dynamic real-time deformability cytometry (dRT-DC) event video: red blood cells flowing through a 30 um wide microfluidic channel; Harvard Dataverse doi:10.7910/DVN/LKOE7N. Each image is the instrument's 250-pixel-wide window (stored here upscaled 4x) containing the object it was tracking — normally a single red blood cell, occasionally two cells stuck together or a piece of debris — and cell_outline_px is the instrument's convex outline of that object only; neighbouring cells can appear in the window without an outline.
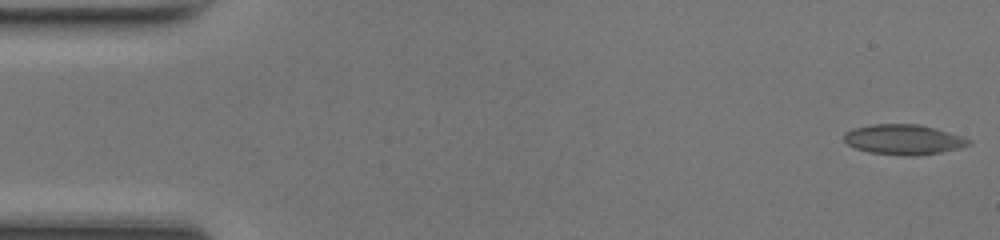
{"species": "common noctule bat (a hibernating species)", "species_latin": "Nyctalus noctula", "temperature_condition": "room temperature", "stored_images_in_passage": 47, "camera_frame_rate_fps": 3000, "um_per_image_px": 0.085, "animal": {"sex": "female", "body_mass_g": 17.0, "forearm_length_mm": 48.0}, "frame": {"image": 1, "passage_image": 1, "time_ms": 0.0, "image_size_px": [1000, 240], "cell_outline_px": [[972, 144], [940, 152], [916, 156], [908, 156], [868, 152], [856, 148], [848, 144], [844, 140], [844, 132], [852, 128], [872, 124], [920, 124], [936, 128], [964, 136], [972, 140]], "centroid_in_image_um": [76.81, 11.85], "position_along_channel_um": 8.2, "area_um2": 22.02}}
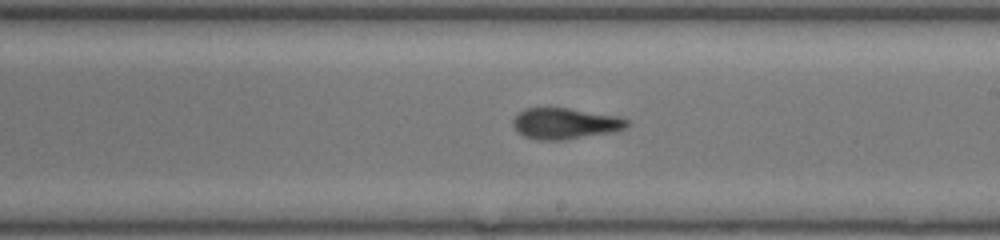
{"frame": {"image": 2, "passage_image": 27, "time_ms": 8.667, "image_size_px": [1000, 240], "cell_outline_px": [[632, 124], [628, 128], [608, 132], [564, 140], [540, 140], [524, 136], [512, 124], [512, 120], [524, 108], [568, 108], [620, 116], [628, 120]], "centroid_in_image_um": [48.08, 10.49], "position_along_channel_um": 240.9, "area_um2": 20.52}}
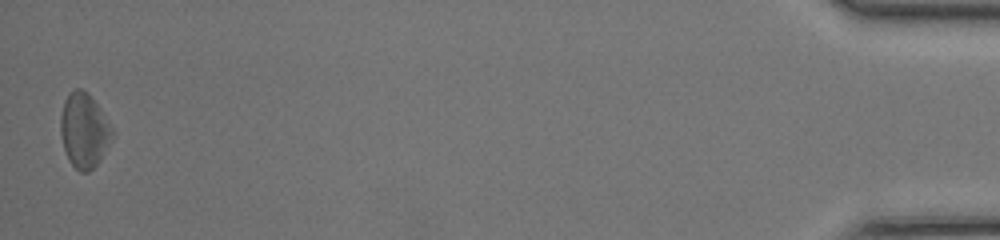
{"frame": {"image": 3, "passage_image": 47, "time_ms": 15.333, "image_size_px": [1000, 240], "cell_outline_px": [[116, 132], [112, 140], [100, 160], [88, 172], [80, 172], [68, 160], [60, 136], [60, 116], [64, 100], [68, 92], [76, 88], [80, 88], [88, 92], [100, 108]], "centroid_in_image_um": [7.15, 11.06], "position_along_channel_um": 428.0, "area_um2": 22.83}, "authors_computed_cell_mechanics": {"area_um2": 21.2704, "velocity_mm_per_s": 4.3256, "shape_relaxation_time_tau1_ms": null, "shape_relaxation_time_tau2_ms": 3.4162, "deformation_change_tau1": null, "deformation_change_tau2": 0.1051}}